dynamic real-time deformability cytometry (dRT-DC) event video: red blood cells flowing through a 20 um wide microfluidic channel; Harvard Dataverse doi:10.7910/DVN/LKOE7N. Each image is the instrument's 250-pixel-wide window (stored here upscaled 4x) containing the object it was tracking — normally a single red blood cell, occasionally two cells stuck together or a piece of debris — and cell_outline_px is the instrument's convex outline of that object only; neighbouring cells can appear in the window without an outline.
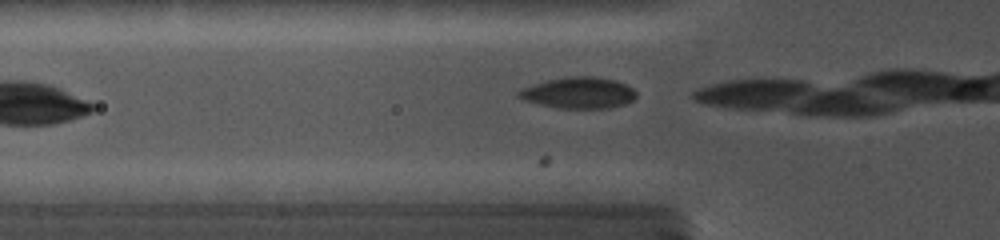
{"species": "common noctule bat (a hibernating species)", "species_latin": "Nyctalus noctula", "temperature_condition": "cold", "stored_images_in_passage": 44, "camera_frame_rate_fps": 5000, "um_per_image_px": 0.085, "animal": {"sex": "female", "body_mass_g": 19.0, "forearm_length_mm": 56.7}, "frame": {"image": 1, "passage_image": 2, "time_ms": 0.4, "image_size_px": [1000, 240], "cell_outline_px": [[636, 96], [632, 100], [624, 104], [608, 108], [560, 108], [528, 100], [520, 96], [516, 92], [524, 88], [548, 80], [572, 76], [596, 76], [616, 80], [628, 84], [636, 92]], "centroid_in_image_um": [49.29, 7.87], "position_along_channel_um": 76.5, "area_um2": 20.92}}